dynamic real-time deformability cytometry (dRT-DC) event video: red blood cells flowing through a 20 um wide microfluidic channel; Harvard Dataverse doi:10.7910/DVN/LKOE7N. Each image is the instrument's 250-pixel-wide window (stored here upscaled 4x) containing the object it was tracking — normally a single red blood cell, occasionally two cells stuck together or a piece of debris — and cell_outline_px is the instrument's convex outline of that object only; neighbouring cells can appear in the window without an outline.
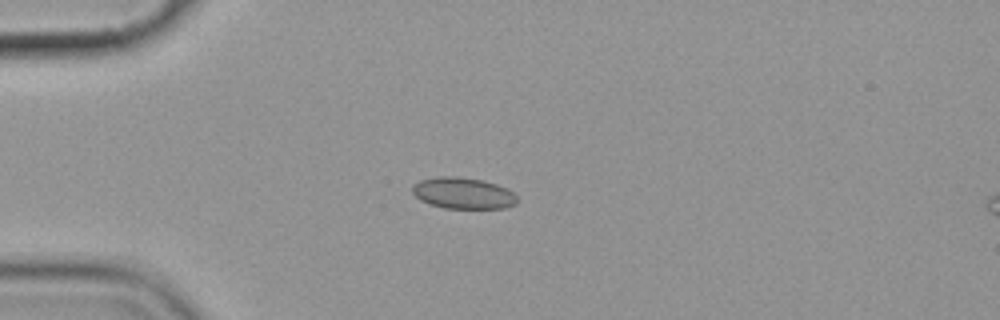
{"species": "common noctule bat (a hibernating species)", "species_latin": "Nyctalus noctula", "temperature_condition": "cold", "stored_images_in_passage": 8, "camera_frame_rate_fps": 3000, "um_per_image_px": 0.085, "animal": {"sex": "female", "body_mass_g": 19.9}, "frame": {"image": 1, "passage_image": 3, "time_ms": 2.333, "image_size_px": [1000, 320], "cell_outline_px": [[516, 204], [504, 208], [444, 208], [420, 200], [412, 192], [412, 184], [420, 180], [440, 176], [456, 176], [484, 180], [496, 184], [512, 192], [516, 196]], "centroid_in_image_um": [39.34, 16.41], "position_along_channel_um": 45.7, "area_um2": 19.02}}
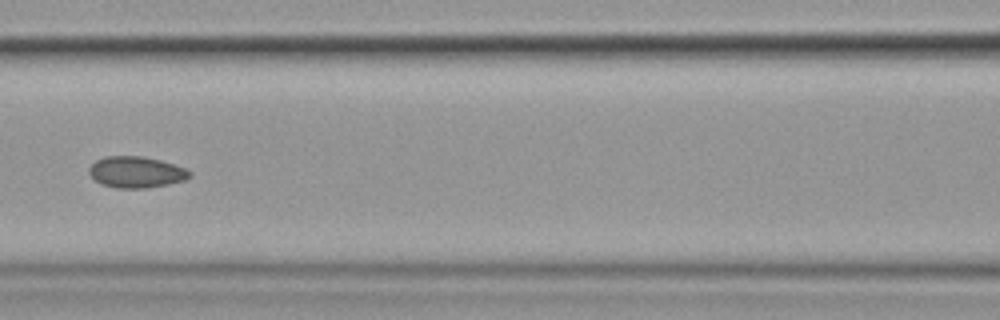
{"frame": {"image": 2, "passage_image": 6, "time_ms": 6.0, "image_size_px": [1000, 320], "cell_outline_px": [[192, 176], [184, 180], [168, 184], [144, 188], [116, 188], [100, 184], [88, 172], [88, 168], [96, 160], [108, 156], [144, 156], [160, 160], [184, 168], [192, 172]], "centroid_in_image_um": [11.57, 14.63], "position_along_channel_um": 155.0, "area_um2": 18.26}}
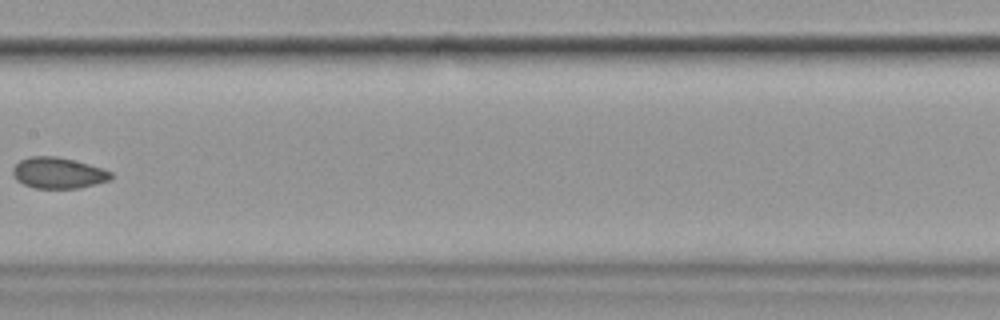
{"frame": {"image": 3, "passage_image": 7, "time_ms": 7.333, "image_size_px": [1000, 320], "cell_outline_px": [[112, 180], [80, 188], [36, 188], [24, 184], [16, 180], [12, 176], [12, 168], [20, 160], [28, 156], [56, 156], [88, 164], [112, 172]], "centroid_in_image_um": [4.93, 14.7], "position_along_channel_um": 202.5, "area_um2": 17.8}}